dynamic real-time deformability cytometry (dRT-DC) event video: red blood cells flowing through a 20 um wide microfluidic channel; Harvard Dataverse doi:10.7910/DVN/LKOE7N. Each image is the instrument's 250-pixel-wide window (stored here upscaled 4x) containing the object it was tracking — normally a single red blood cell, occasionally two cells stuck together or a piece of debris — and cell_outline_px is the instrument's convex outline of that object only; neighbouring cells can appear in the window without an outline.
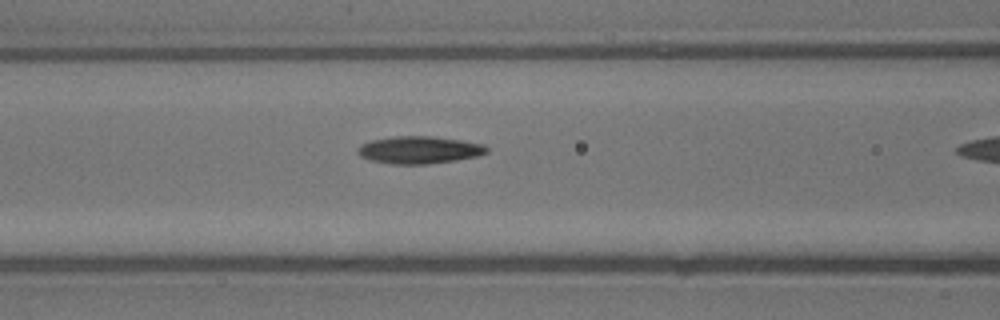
{"species": "common noctule bat (a hibernating species)", "species_latin": "Nyctalus noctula", "temperature_condition": "warm", "stored_images_in_passage": 6, "camera_frame_rate_fps": 3000, "um_per_image_px": 0.085, "animal": {"sex": "male", "body_mass_g": 13.3}, "frame": {"image": 1, "passage_image": 5, "time_ms": 1.333, "image_size_px": [1000, 320], "cell_outline_px": [[488, 152], [476, 156], [456, 160], [428, 164], [392, 164], [368, 160], [360, 156], [356, 152], [360, 144], [372, 140], [396, 136], [432, 136], [460, 140], [484, 144], [488, 148]], "centroid_in_image_um": [35.61, 12.74], "position_along_channel_um": 131.0, "area_um2": 20.63}}